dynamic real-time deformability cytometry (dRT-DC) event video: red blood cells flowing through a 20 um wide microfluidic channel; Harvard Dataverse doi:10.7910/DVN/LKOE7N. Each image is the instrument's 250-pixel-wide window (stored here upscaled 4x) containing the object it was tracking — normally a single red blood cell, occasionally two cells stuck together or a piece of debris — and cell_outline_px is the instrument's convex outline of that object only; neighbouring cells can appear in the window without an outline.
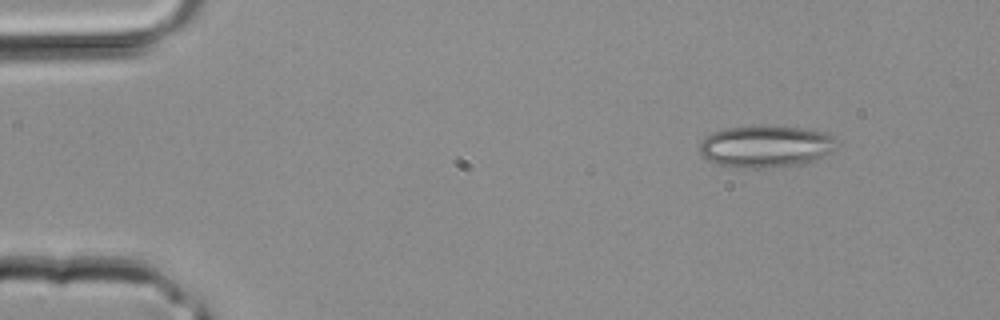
{"species": "common noctule bat (a hibernating species)", "species_latin": "Nyctalus noctula", "temperature_condition": "room temperature", "stored_images_in_passage": 4, "camera_frame_rate_fps": 3000, "um_per_image_px": 0.085, "animal": {"sex": "male", "body_mass_g": 20.4}, "frame": {"image": 1, "passage_image": 4, "time_ms": 1.0, "image_size_px": [1000, 320], "cell_outline_px": [[836, 148], [812, 160], [800, 164], [760, 168], [736, 168], [720, 164], [708, 160], [700, 156], [700, 144], [712, 132], [724, 128], [752, 124], [800, 128], [824, 132], [832, 136], [836, 140]], "centroid_in_image_um": [65.03, 12.42], "position_along_channel_um": 20.0, "area_um2": 33.52}}